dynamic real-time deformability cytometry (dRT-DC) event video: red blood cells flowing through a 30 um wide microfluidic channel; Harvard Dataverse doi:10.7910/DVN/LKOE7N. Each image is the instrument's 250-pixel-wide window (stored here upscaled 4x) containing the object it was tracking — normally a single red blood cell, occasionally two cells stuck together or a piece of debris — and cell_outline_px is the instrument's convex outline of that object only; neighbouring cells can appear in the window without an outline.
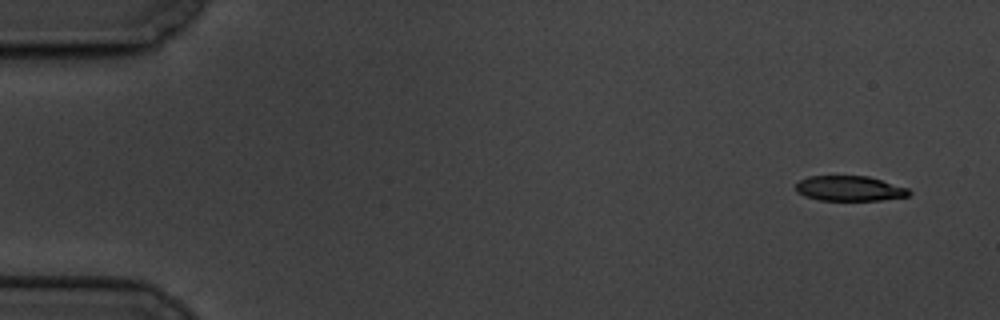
{"species": "common noctule bat (a hibernating species)", "species_latin": "Nyctalus noctula", "temperature_condition": "cold", "stored_images_in_passage": 5, "camera_frame_rate_fps": 3000, "um_per_image_px": 0.085, "animal": {"sex": "male", "body_mass_g": 19.5, "forearm_length_mm": 54.6}, "frame": {"image": 1, "passage_image": 1, "time_ms": 0.0, "image_size_px": [1000, 320], "cell_outline_px": [[912, 192], [908, 196], [880, 200], [820, 200], [804, 196], [796, 192], [796, 184], [800, 180], [808, 176], [868, 176], [908, 188]], "centroid_in_image_um": [72.2, 16.02], "position_along_channel_um": 12.8, "area_um2": 16.53}}
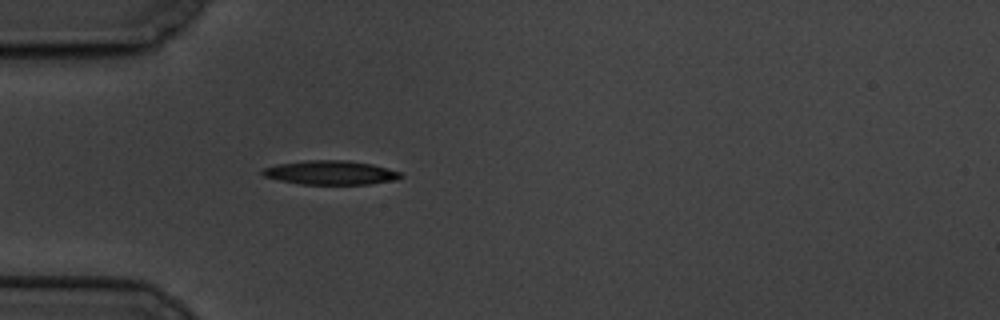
{"frame": {"image": 2, "passage_image": 5, "time_ms": 4.667, "image_size_px": [1000, 320], "cell_outline_px": [[404, 176], [396, 180], [368, 184], [300, 184], [280, 180], [264, 176], [260, 172], [264, 168], [276, 164], [304, 160], [348, 160], [372, 164], [400, 172]], "centroid_in_image_um": [28.09, 14.67], "position_along_channel_um": 56.9, "area_um2": 19.36}}